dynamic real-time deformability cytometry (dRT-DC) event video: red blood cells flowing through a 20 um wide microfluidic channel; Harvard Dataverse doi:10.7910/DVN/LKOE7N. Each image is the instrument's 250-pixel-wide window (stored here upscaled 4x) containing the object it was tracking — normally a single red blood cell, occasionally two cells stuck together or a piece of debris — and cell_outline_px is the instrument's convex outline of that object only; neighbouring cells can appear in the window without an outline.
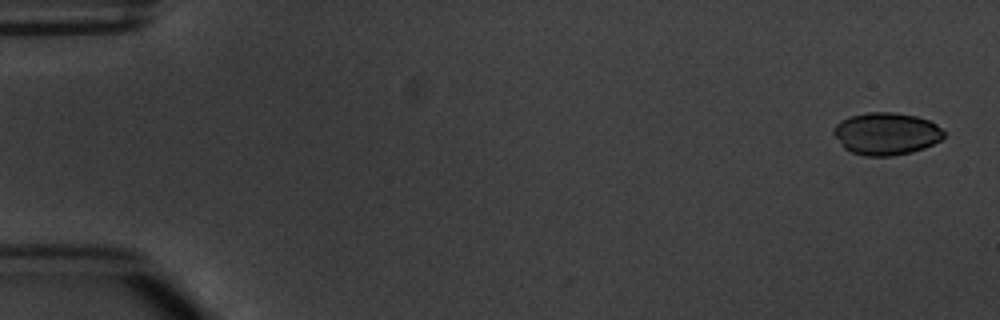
{"species": "common noctule bat (a hibernating species)", "species_latin": "Nyctalus noctula", "temperature_condition": "warm", "stored_images_in_passage": 6, "segment_of_instrument_passage": [1, 2], "camera_frame_rate_fps": 3000, "um_per_image_px": 0.085, "animal": {"sex": "male", "body_mass_g": 20.1, "forearm_length_mm": 53.5}, "frame": {"image": 1, "passage_image": 1, "time_ms": 0.0, "image_size_px": [1000, 320], "cell_outline_px": [[944, 136], [940, 140], [924, 148], [912, 152], [892, 156], [864, 156], [852, 152], [844, 148], [832, 132], [832, 128], [840, 120], [848, 116], [864, 112], [896, 112], [916, 116], [928, 120], [936, 124], [944, 132]], "centroid_in_image_um": [75.3, 11.35], "position_along_channel_um": 9.7, "area_um2": 27.4}}